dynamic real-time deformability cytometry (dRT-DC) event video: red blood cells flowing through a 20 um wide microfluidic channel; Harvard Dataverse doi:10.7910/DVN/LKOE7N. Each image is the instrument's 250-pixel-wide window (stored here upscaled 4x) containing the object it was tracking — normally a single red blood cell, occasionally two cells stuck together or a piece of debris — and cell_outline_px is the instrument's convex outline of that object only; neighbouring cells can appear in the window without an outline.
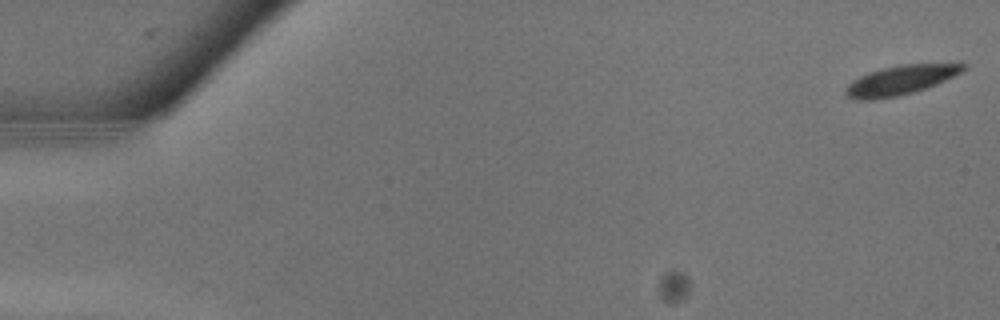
{"species": "common noctule bat (a hibernating species)", "species_latin": "Nyctalus noctula", "temperature_condition": "warm", "stored_images_in_passage": 11, "camera_frame_rate_fps": 3000, "um_per_image_px": 0.085, "animal": {"sex": "male", "body_mass_g": 13.3}, "frame": {"image": 1, "passage_image": 1, "time_ms": 0.0, "image_size_px": [1000, 320], "cell_outline_px": [[964, 68], [960, 72], [936, 84], [900, 96], [872, 100], [856, 100], [848, 96], [844, 92], [844, 88], [852, 80], [860, 76], [884, 68], [900, 64], [964, 64]], "centroid_in_image_um": [76.44, 6.84], "position_along_channel_um": 8.6, "area_um2": 19.65}}
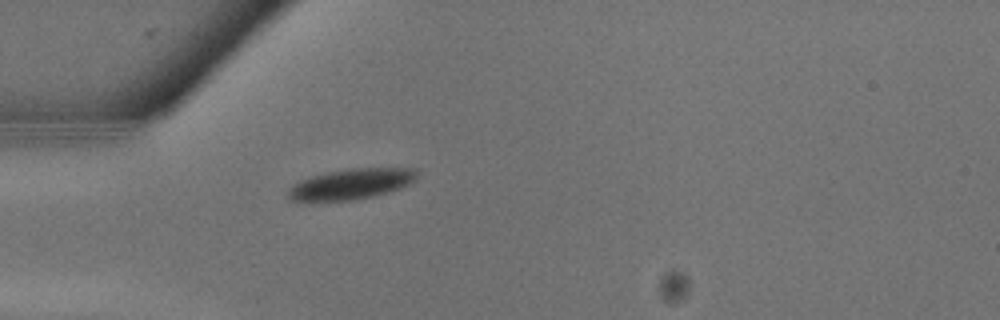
{"frame": {"image": 2, "passage_image": 9, "time_ms": 2.667, "image_size_px": [1000, 320], "cell_outline_px": [[416, 180], [400, 188], [388, 192], [372, 196], [352, 200], [304, 204], [292, 200], [288, 196], [288, 192], [292, 184], [300, 180], [312, 176], [328, 172], [352, 168], [416, 168]], "centroid_in_image_um": [29.76, 15.68], "position_along_channel_um": 55.2, "area_um2": 23.41}}
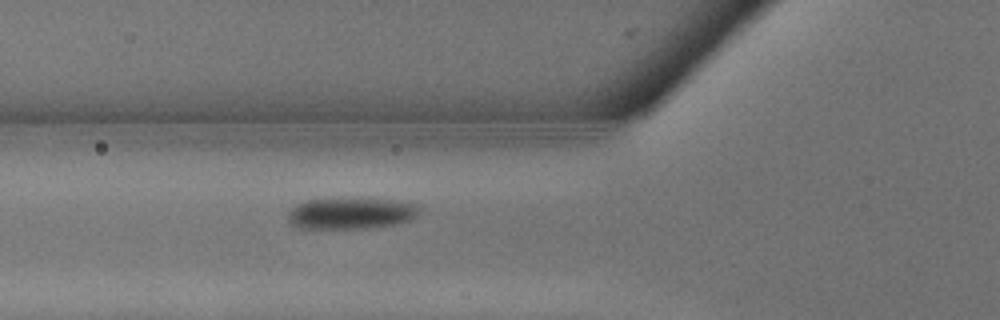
{"frame": {"image": 3, "passage_image": 11, "time_ms": 3.333, "image_size_px": [1000, 320], "cell_outline_px": [[420, 212], [412, 220], [400, 224], [368, 228], [300, 228], [292, 224], [288, 220], [288, 212], [296, 204], [304, 200], [400, 200], [416, 204], [420, 208]], "centroid_in_image_um": [29.88, 18.16], "position_along_channel_um": 95.9, "area_um2": 23.76}}